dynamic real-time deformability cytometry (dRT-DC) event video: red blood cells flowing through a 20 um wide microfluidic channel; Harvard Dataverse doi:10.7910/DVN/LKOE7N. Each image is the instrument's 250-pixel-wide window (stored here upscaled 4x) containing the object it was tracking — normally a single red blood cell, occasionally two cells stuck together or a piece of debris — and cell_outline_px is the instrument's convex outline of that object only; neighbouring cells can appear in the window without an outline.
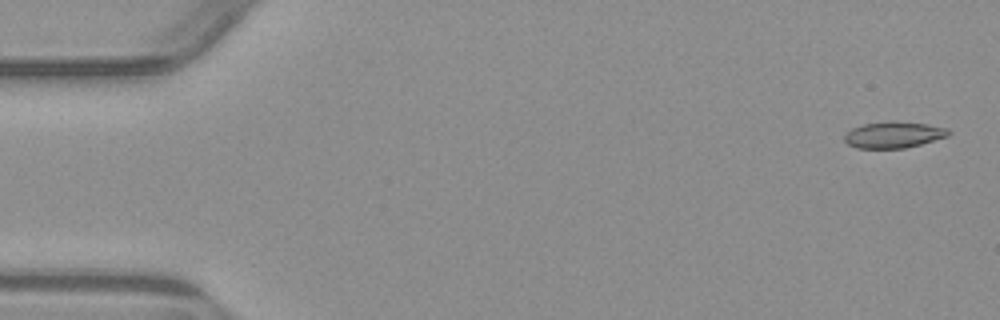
{"species": "common noctule bat (a hibernating species)", "species_latin": "Nyctalus noctula", "temperature_condition": "warm", "stored_images_in_passage": 5, "segment_of_instrument_passage": [2, 2], "camera_frame_rate_fps": 3000, "um_per_image_px": 0.085, "animal": {"sex": "male", "body_mass_g": 23.1, "forearm_length_mm": 52.7}, "frame": {"image": 1, "passage_image": 5, "time_ms": 7.0, "image_size_px": [1000, 320], "cell_outline_px": [[952, 132], [948, 136], [920, 144], [904, 148], [856, 148], [848, 144], [844, 140], [844, 136], [852, 128], [864, 124], [888, 120], [892, 120], [924, 124], [948, 128]], "centroid_in_image_um": [75.96, 11.45], "position_along_channel_um": 9.0, "area_um2": 15.95}}